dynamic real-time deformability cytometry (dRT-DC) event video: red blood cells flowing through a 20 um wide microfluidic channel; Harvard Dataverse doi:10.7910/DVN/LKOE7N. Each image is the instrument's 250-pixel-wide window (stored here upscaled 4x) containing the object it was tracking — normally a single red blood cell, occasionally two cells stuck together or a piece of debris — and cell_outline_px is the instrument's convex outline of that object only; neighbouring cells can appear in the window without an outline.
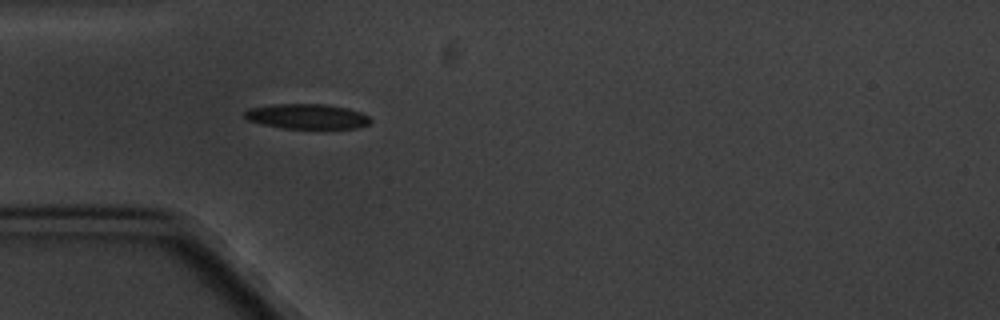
{"species": "common noctule bat (a hibernating species)", "species_latin": "Nyctalus noctula", "temperature_condition": "cold", "stored_images_in_passage": 5, "camera_frame_rate_fps": 3000, "um_per_image_px": 0.085, "animal": {"sex": "male", "body_mass_g": 20.1, "forearm_length_mm": 53.5}, "frame": {"image": 1, "passage_image": 5, "time_ms": 4.667, "image_size_px": [1000, 320], "cell_outline_px": [[372, 120], [368, 124], [356, 128], [284, 128], [264, 124], [248, 120], [244, 116], [244, 112], [248, 108], [272, 104], [324, 104], [348, 108], [360, 112], [368, 116]], "centroid_in_image_um": [26.09, 9.88], "position_along_channel_um": 58.9, "area_um2": 18.21}}